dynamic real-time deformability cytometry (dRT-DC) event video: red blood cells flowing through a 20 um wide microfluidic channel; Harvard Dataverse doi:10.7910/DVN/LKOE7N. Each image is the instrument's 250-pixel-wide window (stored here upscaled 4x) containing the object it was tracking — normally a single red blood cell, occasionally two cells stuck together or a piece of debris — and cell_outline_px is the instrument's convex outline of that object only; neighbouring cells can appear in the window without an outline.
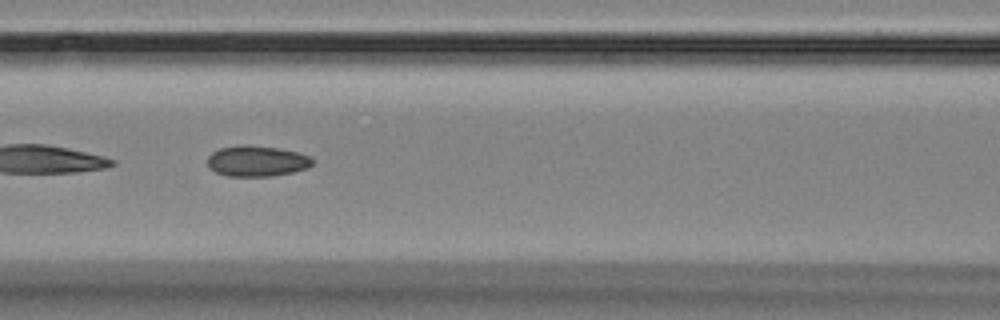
{"species": "Egyptian fruit bat (a non-hibernating species)", "species_latin": "Rousettus aegyptiacus", "temperature_condition": "room temperature", "stored_images_in_passage": 10, "camera_frame_rate_fps": 3000, "um_per_image_px": 0.085, "animal": {"sex": "female"}, "frame": {"image": 1, "passage_image": 6, "time_ms": 6.667, "image_size_px": [1000, 320], "cell_outline_px": [[312, 164], [308, 168], [292, 172], [272, 176], [228, 176], [216, 172], [208, 168], [208, 156], [212, 152], [220, 148], [244, 144], [248, 144], [276, 148], [296, 152], [308, 156], [312, 160]], "centroid_in_image_um": [21.79, 13.69], "position_along_channel_um": 144.8, "area_um2": 18.73}}
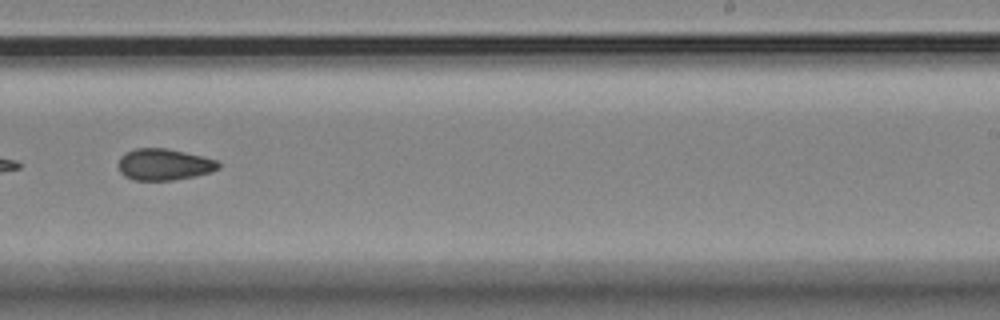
{"frame": {"image": 2, "passage_image": 9, "time_ms": 10.333, "image_size_px": [1000, 320], "cell_outline_px": [[220, 168], [212, 172], [196, 176], [172, 180], [132, 180], [124, 176], [120, 172], [116, 164], [120, 156], [124, 152], [136, 148], [168, 148], [216, 160], [220, 164]], "centroid_in_image_um": [13.89, 13.98], "position_along_channel_um": 275.1, "area_um2": 18.61}}
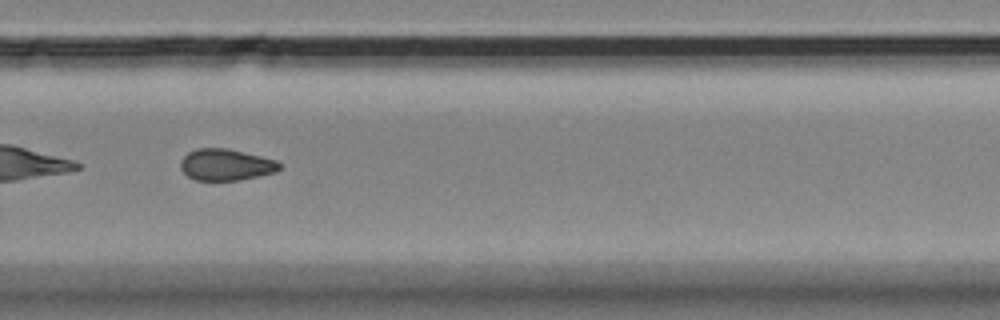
{"frame": {"image": 3, "passage_image": 10, "time_ms": 11.333, "image_size_px": [1000, 320], "cell_outline_px": [[280, 168], [276, 172], [260, 176], [236, 180], [196, 180], [188, 176], [180, 168], [180, 160], [188, 152], [196, 148], [228, 148], [276, 160], [280, 164]], "centroid_in_image_um": [19.18, 13.99], "position_along_channel_um": 310.6, "area_um2": 18.15}}